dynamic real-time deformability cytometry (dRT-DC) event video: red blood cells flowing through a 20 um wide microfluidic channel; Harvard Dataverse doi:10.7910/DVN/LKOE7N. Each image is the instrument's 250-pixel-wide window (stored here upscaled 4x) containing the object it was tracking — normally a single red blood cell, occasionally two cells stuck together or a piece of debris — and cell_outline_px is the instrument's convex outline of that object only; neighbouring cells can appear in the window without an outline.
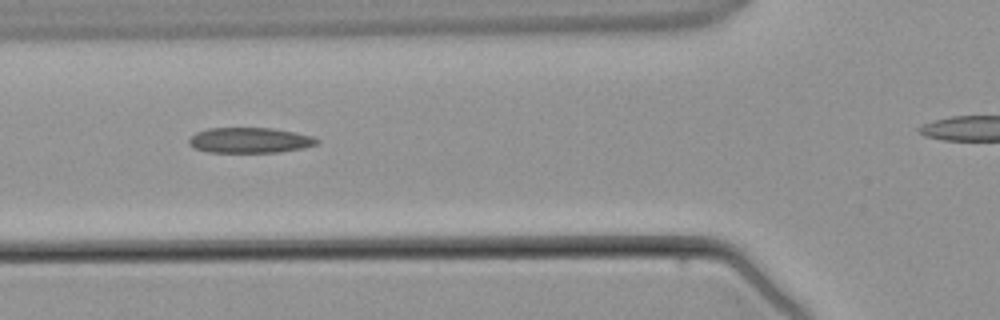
{"species": "common noctule bat (a hibernating species)", "species_latin": "Nyctalus noctula", "temperature_condition": "warm", "stored_images_in_passage": 6, "segment_of_instrument_passage": [1, 2], "camera_frame_rate_fps": 3000, "um_per_image_px": 0.085, "animal": {"sex": "male", "body_mass_g": 21.5, "forearm_length_mm": 52.0}, "frame": {"image": 1, "passage_image": 5, "time_ms": 4.667, "image_size_px": [1000, 320], "cell_outline_px": [[320, 140], [316, 144], [304, 148], [280, 152], [208, 152], [196, 148], [188, 144], [188, 140], [196, 132], [208, 128], [272, 128], [312, 136]], "centroid_in_image_um": [21.23, 11.92], "position_along_channel_um": 104.6, "area_um2": 18.84}}